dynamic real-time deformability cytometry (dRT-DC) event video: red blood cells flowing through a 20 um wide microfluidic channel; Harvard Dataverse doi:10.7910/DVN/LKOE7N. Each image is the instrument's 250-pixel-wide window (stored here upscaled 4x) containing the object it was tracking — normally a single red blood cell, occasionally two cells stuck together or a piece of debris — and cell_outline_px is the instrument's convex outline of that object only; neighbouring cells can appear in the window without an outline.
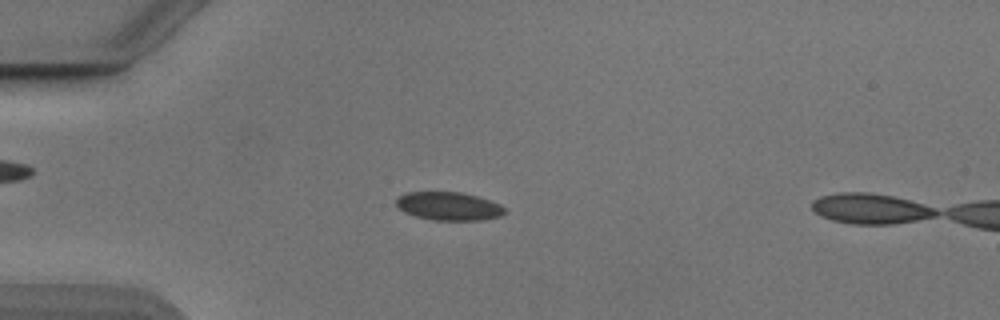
{"species": "Egyptian fruit bat (a non-hibernating species)", "species_latin": "Rousettus aegyptiacus", "temperature_condition": "cold", "stored_images_in_passage": 16, "camera_frame_rate_fps": 3000, "um_per_image_px": 0.085, "animal": {"sex": "male"}, "frame": {"image": 1, "passage_image": 14, "time_ms": 4.333, "image_size_px": [1000, 320], "cell_outline_px": [[504, 212], [500, 216], [484, 220], [432, 220], [416, 216], [404, 212], [396, 208], [396, 200], [404, 192], [460, 192], [476, 196], [500, 204], [504, 208]], "centroid_in_image_um": [38.1, 17.53], "position_along_channel_um": 46.9, "area_um2": 17.86}}